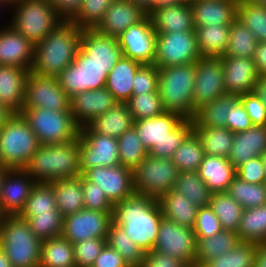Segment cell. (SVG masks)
<instances>
[{"instance_id": "6da1fadb", "label": "cell", "mask_w": 266, "mask_h": 267, "mask_svg": "<svg viewBox=\"0 0 266 267\" xmlns=\"http://www.w3.org/2000/svg\"><path fill=\"white\" fill-rule=\"evenodd\" d=\"M164 215L158 200L134 194L113 204L112 220L144 252L152 251Z\"/></svg>"}, {"instance_id": "7a4b0ae2", "label": "cell", "mask_w": 266, "mask_h": 267, "mask_svg": "<svg viewBox=\"0 0 266 267\" xmlns=\"http://www.w3.org/2000/svg\"><path fill=\"white\" fill-rule=\"evenodd\" d=\"M83 29L71 20H63L35 45L31 71L57 77L75 59Z\"/></svg>"}, {"instance_id": "3957f363", "label": "cell", "mask_w": 266, "mask_h": 267, "mask_svg": "<svg viewBox=\"0 0 266 267\" xmlns=\"http://www.w3.org/2000/svg\"><path fill=\"white\" fill-rule=\"evenodd\" d=\"M133 127L150 156L171 158L193 132V119H185L175 112L135 120Z\"/></svg>"}, {"instance_id": "277c9868", "label": "cell", "mask_w": 266, "mask_h": 267, "mask_svg": "<svg viewBox=\"0 0 266 267\" xmlns=\"http://www.w3.org/2000/svg\"><path fill=\"white\" fill-rule=\"evenodd\" d=\"M24 170L37 183L79 177V136L62 144H41Z\"/></svg>"}, {"instance_id": "5b68a950", "label": "cell", "mask_w": 266, "mask_h": 267, "mask_svg": "<svg viewBox=\"0 0 266 267\" xmlns=\"http://www.w3.org/2000/svg\"><path fill=\"white\" fill-rule=\"evenodd\" d=\"M42 240L30 229L26 220L18 215L1 216L0 248L12 267H38Z\"/></svg>"}, {"instance_id": "8992f818", "label": "cell", "mask_w": 266, "mask_h": 267, "mask_svg": "<svg viewBox=\"0 0 266 267\" xmlns=\"http://www.w3.org/2000/svg\"><path fill=\"white\" fill-rule=\"evenodd\" d=\"M195 62L159 68L158 91L165 111L194 119Z\"/></svg>"}, {"instance_id": "52a82bcc", "label": "cell", "mask_w": 266, "mask_h": 267, "mask_svg": "<svg viewBox=\"0 0 266 267\" xmlns=\"http://www.w3.org/2000/svg\"><path fill=\"white\" fill-rule=\"evenodd\" d=\"M40 145L21 113H15L0 128V160L8 169H24Z\"/></svg>"}, {"instance_id": "ba28073f", "label": "cell", "mask_w": 266, "mask_h": 267, "mask_svg": "<svg viewBox=\"0 0 266 267\" xmlns=\"http://www.w3.org/2000/svg\"><path fill=\"white\" fill-rule=\"evenodd\" d=\"M12 4L16 12L11 26L34 46L64 20L49 0H15Z\"/></svg>"}, {"instance_id": "9c48e42d", "label": "cell", "mask_w": 266, "mask_h": 267, "mask_svg": "<svg viewBox=\"0 0 266 267\" xmlns=\"http://www.w3.org/2000/svg\"><path fill=\"white\" fill-rule=\"evenodd\" d=\"M20 113L42 145L62 144L79 136L80 127L73 120L70 110L29 107L22 108Z\"/></svg>"}, {"instance_id": "30bf717a", "label": "cell", "mask_w": 266, "mask_h": 267, "mask_svg": "<svg viewBox=\"0 0 266 267\" xmlns=\"http://www.w3.org/2000/svg\"><path fill=\"white\" fill-rule=\"evenodd\" d=\"M179 172L170 158L148 154L133 169L135 194L159 200L165 193L174 189Z\"/></svg>"}, {"instance_id": "8fae6325", "label": "cell", "mask_w": 266, "mask_h": 267, "mask_svg": "<svg viewBox=\"0 0 266 267\" xmlns=\"http://www.w3.org/2000/svg\"><path fill=\"white\" fill-rule=\"evenodd\" d=\"M79 160L81 175L93 167L120 165L117 139L94 133L87 125L80 127Z\"/></svg>"}, {"instance_id": "7c38bea8", "label": "cell", "mask_w": 266, "mask_h": 267, "mask_svg": "<svg viewBox=\"0 0 266 267\" xmlns=\"http://www.w3.org/2000/svg\"><path fill=\"white\" fill-rule=\"evenodd\" d=\"M57 79L61 88L71 98L78 93L105 87L107 74L79 48L74 61Z\"/></svg>"}, {"instance_id": "4fadbf2b", "label": "cell", "mask_w": 266, "mask_h": 267, "mask_svg": "<svg viewBox=\"0 0 266 267\" xmlns=\"http://www.w3.org/2000/svg\"><path fill=\"white\" fill-rule=\"evenodd\" d=\"M201 57L195 31L157 33L154 64L158 68L194 63Z\"/></svg>"}, {"instance_id": "5bb4252c", "label": "cell", "mask_w": 266, "mask_h": 267, "mask_svg": "<svg viewBox=\"0 0 266 267\" xmlns=\"http://www.w3.org/2000/svg\"><path fill=\"white\" fill-rule=\"evenodd\" d=\"M153 250L176 257L188 267H194L197 238L192 228L163 217Z\"/></svg>"}, {"instance_id": "9a60e30c", "label": "cell", "mask_w": 266, "mask_h": 267, "mask_svg": "<svg viewBox=\"0 0 266 267\" xmlns=\"http://www.w3.org/2000/svg\"><path fill=\"white\" fill-rule=\"evenodd\" d=\"M224 94L222 57H201L195 62L194 117L200 108Z\"/></svg>"}, {"instance_id": "2e32d148", "label": "cell", "mask_w": 266, "mask_h": 267, "mask_svg": "<svg viewBox=\"0 0 266 267\" xmlns=\"http://www.w3.org/2000/svg\"><path fill=\"white\" fill-rule=\"evenodd\" d=\"M70 110V97L61 88L57 77L29 72L22 108Z\"/></svg>"}, {"instance_id": "e0dca14e", "label": "cell", "mask_w": 266, "mask_h": 267, "mask_svg": "<svg viewBox=\"0 0 266 267\" xmlns=\"http://www.w3.org/2000/svg\"><path fill=\"white\" fill-rule=\"evenodd\" d=\"M117 41L123 57L141 64H154L156 57L157 33L147 15L139 23L122 32Z\"/></svg>"}, {"instance_id": "ac0fdd59", "label": "cell", "mask_w": 266, "mask_h": 267, "mask_svg": "<svg viewBox=\"0 0 266 267\" xmlns=\"http://www.w3.org/2000/svg\"><path fill=\"white\" fill-rule=\"evenodd\" d=\"M112 212L81 209L64 218L62 236L72 244L93 238L106 239Z\"/></svg>"}, {"instance_id": "d6986e66", "label": "cell", "mask_w": 266, "mask_h": 267, "mask_svg": "<svg viewBox=\"0 0 266 267\" xmlns=\"http://www.w3.org/2000/svg\"><path fill=\"white\" fill-rule=\"evenodd\" d=\"M82 175L88 181L99 185L113 204L135 194L133 170L123 165L93 167Z\"/></svg>"}, {"instance_id": "ffe728a7", "label": "cell", "mask_w": 266, "mask_h": 267, "mask_svg": "<svg viewBox=\"0 0 266 267\" xmlns=\"http://www.w3.org/2000/svg\"><path fill=\"white\" fill-rule=\"evenodd\" d=\"M36 183L24 169H10L4 176L1 189L0 215H19Z\"/></svg>"}, {"instance_id": "44dd1931", "label": "cell", "mask_w": 266, "mask_h": 267, "mask_svg": "<svg viewBox=\"0 0 266 267\" xmlns=\"http://www.w3.org/2000/svg\"><path fill=\"white\" fill-rule=\"evenodd\" d=\"M118 102L106 88L88 90L70 98V111L79 127L88 125L93 119L106 113Z\"/></svg>"}, {"instance_id": "7402d4cb", "label": "cell", "mask_w": 266, "mask_h": 267, "mask_svg": "<svg viewBox=\"0 0 266 267\" xmlns=\"http://www.w3.org/2000/svg\"><path fill=\"white\" fill-rule=\"evenodd\" d=\"M80 49L107 75L123 56L117 38L100 34L95 29H83Z\"/></svg>"}, {"instance_id": "603a6c76", "label": "cell", "mask_w": 266, "mask_h": 267, "mask_svg": "<svg viewBox=\"0 0 266 267\" xmlns=\"http://www.w3.org/2000/svg\"><path fill=\"white\" fill-rule=\"evenodd\" d=\"M222 63L226 94L240 96L254 91L259 75L252 58L223 56Z\"/></svg>"}, {"instance_id": "cb8c5ba5", "label": "cell", "mask_w": 266, "mask_h": 267, "mask_svg": "<svg viewBox=\"0 0 266 267\" xmlns=\"http://www.w3.org/2000/svg\"><path fill=\"white\" fill-rule=\"evenodd\" d=\"M147 15V12L130 0H115L106 10L103 20L95 30L100 34L117 38Z\"/></svg>"}, {"instance_id": "d4e9b609", "label": "cell", "mask_w": 266, "mask_h": 267, "mask_svg": "<svg viewBox=\"0 0 266 267\" xmlns=\"http://www.w3.org/2000/svg\"><path fill=\"white\" fill-rule=\"evenodd\" d=\"M34 52V44L13 26L0 30V66H17L31 71Z\"/></svg>"}, {"instance_id": "484cf974", "label": "cell", "mask_w": 266, "mask_h": 267, "mask_svg": "<svg viewBox=\"0 0 266 267\" xmlns=\"http://www.w3.org/2000/svg\"><path fill=\"white\" fill-rule=\"evenodd\" d=\"M147 14L156 33L194 31L191 3L162 6Z\"/></svg>"}, {"instance_id": "4316f807", "label": "cell", "mask_w": 266, "mask_h": 267, "mask_svg": "<svg viewBox=\"0 0 266 267\" xmlns=\"http://www.w3.org/2000/svg\"><path fill=\"white\" fill-rule=\"evenodd\" d=\"M237 4L238 0L192 1L194 28L207 25H231L236 20Z\"/></svg>"}, {"instance_id": "83f0119b", "label": "cell", "mask_w": 266, "mask_h": 267, "mask_svg": "<svg viewBox=\"0 0 266 267\" xmlns=\"http://www.w3.org/2000/svg\"><path fill=\"white\" fill-rule=\"evenodd\" d=\"M266 152V126L252 125L243 132L234 133L232 150L228 157L235 169L248 160Z\"/></svg>"}, {"instance_id": "f1b7e54d", "label": "cell", "mask_w": 266, "mask_h": 267, "mask_svg": "<svg viewBox=\"0 0 266 267\" xmlns=\"http://www.w3.org/2000/svg\"><path fill=\"white\" fill-rule=\"evenodd\" d=\"M29 72L17 66H0V102L15 113L22 111Z\"/></svg>"}, {"instance_id": "f546056e", "label": "cell", "mask_w": 266, "mask_h": 267, "mask_svg": "<svg viewBox=\"0 0 266 267\" xmlns=\"http://www.w3.org/2000/svg\"><path fill=\"white\" fill-rule=\"evenodd\" d=\"M198 173L212 193H220L228 190L236 169L228 158L204 155Z\"/></svg>"}, {"instance_id": "4dcf8cb0", "label": "cell", "mask_w": 266, "mask_h": 267, "mask_svg": "<svg viewBox=\"0 0 266 267\" xmlns=\"http://www.w3.org/2000/svg\"><path fill=\"white\" fill-rule=\"evenodd\" d=\"M142 65L138 61L122 56L110 70L105 87L118 103H126L131 98L133 79Z\"/></svg>"}, {"instance_id": "1f68e13d", "label": "cell", "mask_w": 266, "mask_h": 267, "mask_svg": "<svg viewBox=\"0 0 266 267\" xmlns=\"http://www.w3.org/2000/svg\"><path fill=\"white\" fill-rule=\"evenodd\" d=\"M134 125L132 114L126 103H117L106 113L93 119L87 126L98 134L118 139Z\"/></svg>"}, {"instance_id": "d6a6232c", "label": "cell", "mask_w": 266, "mask_h": 267, "mask_svg": "<svg viewBox=\"0 0 266 267\" xmlns=\"http://www.w3.org/2000/svg\"><path fill=\"white\" fill-rule=\"evenodd\" d=\"M158 201L165 218L181 226L194 227L198 207L193 205L185 194L182 195L172 189Z\"/></svg>"}, {"instance_id": "836d02e7", "label": "cell", "mask_w": 266, "mask_h": 267, "mask_svg": "<svg viewBox=\"0 0 266 267\" xmlns=\"http://www.w3.org/2000/svg\"><path fill=\"white\" fill-rule=\"evenodd\" d=\"M56 206L65 218L84 209L82 175L73 179L54 180Z\"/></svg>"}, {"instance_id": "e575fe53", "label": "cell", "mask_w": 266, "mask_h": 267, "mask_svg": "<svg viewBox=\"0 0 266 267\" xmlns=\"http://www.w3.org/2000/svg\"><path fill=\"white\" fill-rule=\"evenodd\" d=\"M231 25L195 27L198 50L202 57H223L227 50Z\"/></svg>"}, {"instance_id": "d590c367", "label": "cell", "mask_w": 266, "mask_h": 267, "mask_svg": "<svg viewBox=\"0 0 266 267\" xmlns=\"http://www.w3.org/2000/svg\"><path fill=\"white\" fill-rule=\"evenodd\" d=\"M237 243H239L237 233L226 230L208 238H197L194 267H202L207 261L226 254Z\"/></svg>"}, {"instance_id": "8d00e7d4", "label": "cell", "mask_w": 266, "mask_h": 267, "mask_svg": "<svg viewBox=\"0 0 266 267\" xmlns=\"http://www.w3.org/2000/svg\"><path fill=\"white\" fill-rule=\"evenodd\" d=\"M193 131L201 140L205 155L229 157L234 133L227 127L202 128L193 120Z\"/></svg>"}, {"instance_id": "74e56055", "label": "cell", "mask_w": 266, "mask_h": 267, "mask_svg": "<svg viewBox=\"0 0 266 267\" xmlns=\"http://www.w3.org/2000/svg\"><path fill=\"white\" fill-rule=\"evenodd\" d=\"M38 267H76L73 244L62 235L43 240Z\"/></svg>"}, {"instance_id": "f35d334b", "label": "cell", "mask_w": 266, "mask_h": 267, "mask_svg": "<svg viewBox=\"0 0 266 267\" xmlns=\"http://www.w3.org/2000/svg\"><path fill=\"white\" fill-rule=\"evenodd\" d=\"M238 101V96L224 94L213 102L200 108L194 121L202 128L227 127L231 107Z\"/></svg>"}, {"instance_id": "ab89813d", "label": "cell", "mask_w": 266, "mask_h": 267, "mask_svg": "<svg viewBox=\"0 0 266 267\" xmlns=\"http://www.w3.org/2000/svg\"><path fill=\"white\" fill-rule=\"evenodd\" d=\"M236 233L241 242L266 243V204L244 209Z\"/></svg>"}, {"instance_id": "60d3db41", "label": "cell", "mask_w": 266, "mask_h": 267, "mask_svg": "<svg viewBox=\"0 0 266 267\" xmlns=\"http://www.w3.org/2000/svg\"><path fill=\"white\" fill-rule=\"evenodd\" d=\"M106 244L117 251L128 267H140L144 259L145 252L123 229L112 222L107 233Z\"/></svg>"}, {"instance_id": "b9f144b4", "label": "cell", "mask_w": 266, "mask_h": 267, "mask_svg": "<svg viewBox=\"0 0 266 267\" xmlns=\"http://www.w3.org/2000/svg\"><path fill=\"white\" fill-rule=\"evenodd\" d=\"M209 206L219 219L223 230H238L244 208L227 192L212 193Z\"/></svg>"}, {"instance_id": "7bdbcfd3", "label": "cell", "mask_w": 266, "mask_h": 267, "mask_svg": "<svg viewBox=\"0 0 266 267\" xmlns=\"http://www.w3.org/2000/svg\"><path fill=\"white\" fill-rule=\"evenodd\" d=\"M174 190L188 197L198 208L210 205L212 192L200 178L198 171L179 172Z\"/></svg>"}, {"instance_id": "ee69618b", "label": "cell", "mask_w": 266, "mask_h": 267, "mask_svg": "<svg viewBox=\"0 0 266 267\" xmlns=\"http://www.w3.org/2000/svg\"><path fill=\"white\" fill-rule=\"evenodd\" d=\"M204 155L201 140L193 131L170 159L180 172L198 171Z\"/></svg>"}, {"instance_id": "f6af8a7d", "label": "cell", "mask_w": 266, "mask_h": 267, "mask_svg": "<svg viewBox=\"0 0 266 267\" xmlns=\"http://www.w3.org/2000/svg\"><path fill=\"white\" fill-rule=\"evenodd\" d=\"M226 192L244 209L266 204V183H247L235 176Z\"/></svg>"}, {"instance_id": "bcb514c9", "label": "cell", "mask_w": 266, "mask_h": 267, "mask_svg": "<svg viewBox=\"0 0 266 267\" xmlns=\"http://www.w3.org/2000/svg\"><path fill=\"white\" fill-rule=\"evenodd\" d=\"M258 40L247 26L235 20L230 27V36L224 56L252 58Z\"/></svg>"}, {"instance_id": "7dc6e473", "label": "cell", "mask_w": 266, "mask_h": 267, "mask_svg": "<svg viewBox=\"0 0 266 267\" xmlns=\"http://www.w3.org/2000/svg\"><path fill=\"white\" fill-rule=\"evenodd\" d=\"M59 211L56 206L53 184L50 182L36 183L33 187L20 218H32L37 213Z\"/></svg>"}, {"instance_id": "c3c4849f", "label": "cell", "mask_w": 266, "mask_h": 267, "mask_svg": "<svg viewBox=\"0 0 266 267\" xmlns=\"http://www.w3.org/2000/svg\"><path fill=\"white\" fill-rule=\"evenodd\" d=\"M256 245L239 241L232 250L207 261L202 267H254Z\"/></svg>"}, {"instance_id": "681fc988", "label": "cell", "mask_w": 266, "mask_h": 267, "mask_svg": "<svg viewBox=\"0 0 266 267\" xmlns=\"http://www.w3.org/2000/svg\"><path fill=\"white\" fill-rule=\"evenodd\" d=\"M117 141L120 165L133 170L148 155L134 127L126 130Z\"/></svg>"}, {"instance_id": "f907efd6", "label": "cell", "mask_w": 266, "mask_h": 267, "mask_svg": "<svg viewBox=\"0 0 266 267\" xmlns=\"http://www.w3.org/2000/svg\"><path fill=\"white\" fill-rule=\"evenodd\" d=\"M22 219L28 222L31 231L42 241L62 235L64 217L59 211L37 213L32 218Z\"/></svg>"}, {"instance_id": "816d5d0a", "label": "cell", "mask_w": 266, "mask_h": 267, "mask_svg": "<svg viewBox=\"0 0 266 267\" xmlns=\"http://www.w3.org/2000/svg\"><path fill=\"white\" fill-rule=\"evenodd\" d=\"M236 19L249 28L258 42H266V6L238 3Z\"/></svg>"}, {"instance_id": "f5cc1de1", "label": "cell", "mask_w": 266, "mask_h": 267, "mask_svg": "<svg viewBox=\"0 0 266 267\" xmlns=\"http://www.w3.org/2000/svg\"><path fill=\"white\" fill-rule=\"evenodd\" d=\"M126 104L134 121L155 117L165 112L159 91L132 95Z\"/></svg>"}, {"instance_id": "db71d44e", "label": "cell", "mask_w": 266, "mask_h": 267, "mask_svg": "<svg viewBox=\"0 0 266 267\" xmlns=\"http://www.w3.org/2000/svg\"><path fill=\"white\" fill-rule=\"evenodd\" d=\"M115 0H83L79 11L70 19L81 29H95Z\"/></svg>"}, {"instance_id": "11a10c76", "label": "cell", "mask_w": 266, "mask_h": 267, "mask_svg": "<svg viewBox=\"0 0 266 267\" xmlns=\"http://www.w3.org/2000/svg\"><path fill=\"white\" fill-rule=\"evenodd\" d=\"M106 245V239L93 238L73 244L76 267H92Z\"/></svg>"}, {"instance_id": "9f6ffc18", "label": "cell", "mask_w": 266, "mask_h": 267, "mask_svg": "<svg viewBox=\"0 0 266 267\" xmlns=\"http://www.w3.org/2000/svg\"><path fill=\"white\" fill-rule=\"evenodd\" d=\"M84 208L101 212H113V203L103 190L82 175Z\"/></svg>"}, {"instance_id": "6f0895ef", "label": "cell", "mask_w": 266, "mask_h": 267, "mask_svg": "<svg viewBox=\"0 0 266 267\" xmlns=\"http://www.w3.org/2000/svg\"><path fill=\"white\" fill-rule=\"evenodd\" d=\"M132 95L158 92L159 68L155 64H143L133 79Z\"/></svg>"}, {"instance_id": "680465c9", "label": "cell", "mask_w": 266, "mask_h": 267, "mask_svg": "<svg viewBox=\"0 0 266 267\" xmlns=\"http://www.w3.org/2000/svg\"><path fill=\"white\" fill-rule=\"evenodd\" d=\"M192 229L196 238H208L223 230L210 206L198 208Z\"/></svg>"}, {"instance_id": "91938a15", "label": "cell", "mask_w": 266, "mask_h": 267, "mask_svg": "<svg viewBox=\"0 0 266 267\" xmlns=\"http://www.w3.org/2000/svg\"><path fill=\"white\" fill-rule=\"evenodd\" d=\"M238 100L246 110L252 125L266 126V107L254 91L238 96Z\"/></svg>"}, {"instance_id": "94428289", "label": "cell", "mask_w": 266, "mask_h": 267, "mask_svg": "<svg viewBox=\"0 0 266 267\" xmlns=\"http://www.w3.org/2000/svg\"><path fill=\"white\" fill-rule=\"evenodd\" d=\"M236 176L247 183L264 184L266 176L261 156L252 158L236 169Z\"/></svg>"}, {"instance_id": "6125c7cd", "label": "cell", "mask_w": 266, "mask_h": 267, "mask_svg": "<svg viewBox=\"0 0 266 267\" xmlns=\"http://www.w3.org/2000/svg\"><path fill=\"white\" fill-rule=\"evenodd\" d=\"M252 126L250 118L243 108L242 103L238 100L230 110L227 118V128L233 133L246 131Z\"/></svg>"}, {"instance_id": "be15d7a7", "label": "cell", "mask_w": 266, "mask_h": 267, "mask_svg": "<svg viewBox=\"0 0 266 267\" xmlns=\"http://www.w3.org/2000/svg\"><path fill=\"white\" fill-rule=\"evenodd\" d=\"M140 267H188L183 261L159 251L145 252Z\"/></svg>"}, {"instance_id": "e7e4bbea", "label": "cell", "mask_w": 266, "mask_h": 267, "mask_svg": "<svg viewBox=\"0 0 266 267\" xmlns=\"http://www.w3.org/2000/svg\"><path fill=\"white\" fill-rule=\"evenodd\" d=\"M92 267H128L121 255L107 244Z\"/></svg>"}, {"instance_id": "03108f58", "label": "cell", "mask_w": 266, "mask_h": 267, "mask_svg": "<svg viewBox=\"0 0 266 267\" xmlns=\"http://www.w3.org/2000/svg\"><path fill=\"white\" fill-rule=\"evenodd\" d=\"M64 20H70L81 8L83 0H49Z\"/></svg>"}, {"instance_id": "003e7915", "label": "cell", "mask_w": 266, "mask_h": 267, "mask_svg": "<svg viewBox=\"0 0 266 267\" xmlns=\"http://www.w3.org/2000/svg\"><path fill=\"white\" fill-rule=\"evenodd\" d=\"M258 71V75H266V42H258L252 57Z\"/></svg>"}, {"instance_id": "a7ac6f4b", "label": "cell", "mask_w": 266, "mask_h": 267, "mask_svg": "<svg viewBox=\"0 0 266 267\" xmlns=\"http://www.w3.org/2000/svg\"><path fill=\"white\" fill-rule=\"evenodd\" d=\"M254 92L266 107V75H261L258 77L254 87Z\"/></svg>"}, {"instance_id": "89a4df30", "label": "cell", "mask_w": 266, "mask_h": 267, "mask_svg": "<svg viewBox=\"0 0 266 267\" xmlns=\"http://www.w3.org/2000/svg\"><path fill=\"white\" fill-rule=\"evenodd\" d=\"M254 267H266V243L256 245Z\"/></svg>"}, {"instance_id": "2644e50d", "label": "cell", "mask_w": 266, "mask_h": 267, "mask_svg": "<svg viewBox=\"0 0 266 267\" xmlns=\"http://www.w3.org/2000/svg\"><path fill=\"white\" fill-rule=\"evenodd\" d=\"M15 114L8 106L0 102V128Z\"/></svg>"}, {"instance_id": "8c879c8a", "label": "cell", "mask_w": 266, "mask_h": 267, "mask_svg": "<svg viewBox=\"0 0 266 267\" xmlns=\"http://www.w3.org/2000/svg\"><path fill=\"white\" fill-rule=\"evenodd\" d=\"M130 1L140 6L147 13L153 8V0H130Z\"/></svg>"}, {"instance_id": "753ad0ef", "label": "cell", "mask_w": 266, "mask_h": 267, "mask_svg": "<svg viewBox=\"0 0 266 267\" xmlns=\"http://www.w3.org/2000/svg\"><path fill=\"white\" fill-rule=\"evenodd\" d=\"M180 3L178 0H153V8L158 9L162 6L175 5Z\"/></svg>"}, {"instance_id": "34e18365", "label": "cell", "mask_w": 266, "mask_h": 267, "mask_svg": "<svg viewBox=\"0 0 266 267\" xmlns=\"http://www.w3.org/2000/svg\"><path fill=\"white\" fill-rule=\"evenodd\" d=\"M0 267H12L5 252L0 248Z\"/></svg>"}, {"instance_id": "11e5206c", "label": "cell", "mask_w": 266, "mask_h": 267, "mask_svg": "<svg viewBox=\"0 0 266 267\" xmlns=\"http://www.w3.org/2000/svg\"><path fill=\"white\" fill-rule=\"evenodd\" d=\"M238 3H250V4L266 6V0H238Z\"/></svg>"}, {"instance_id": "2a66077c", "label": "cell", "mask_w": 266, "mask_h": 267, "mask_svg": "<svg viewBox=\"0 0 266 267\" xmlns=\"http://www.w3.org/2000/svg\"><path fill=\"white\" fill-rule=\"evenodd\" d=\"M9 170L10 169H8L6 167H2L0 169V197H1V189H2V185H3V181H4V176Z\"/></svg>"}, {"instance_id": "b9fcfbb0", "label": "cell", "mask_w": 266, "mask_h": 267, "mask_svg": "<svg viewBox=\"0 0 266 267\" xmlns=\"http://www.w3.org/2000/svg\"><path fill=\"white\" fill-rule=\"evenodd\" d=\"M261 160H262V164H263V168H264V172L266 176V152L261 155Z\"/></svg>"}, {"instance_id": "09005b40", "label": "cell", "mask_w": 266, "mask_h": 267, "mask_svg": "<svg viewBox=\"0 0 266 267\" xmlns=\"http://www.w3.org/2000/svg\"><path fill=\"white\" fill-rule=\"evenodd\" d=\"M180 3H192V0H178Z\"/></svg>"}, {"instance_id": "979ff035", "label": "cell", "mask_w": 266, "mask_h": 267, "mask_svg": "<svg viewBox=\"0 0 266 267\" xmlns=\"http://www.w3.org/2000/svg\"><path fill=\"white\" fill-rule=\"evenodd\" d=\"M3 1H5L7 4L12 5V2L15 1V0H3Z\"/></svg>"}, {"instance_id": "deb4b68c", "label": "cell", "mask_w": 266, "mask_h": 267, "mask_svg": "<svg viewBox=\"0 0 266 267\" xmlns=\"http://www.w3.org/2000/svg\"><path fill=\"white\" fill-rule=\"evenodd\" d=\"M0 4H7L5 1H3V0H0Z\"/></svg>"}, {"instance_id": "67dfc351", "label": "cell", "mask_w": 266, "mask_h": 267, "mask_svg": "<svg viewBox=\"0 0 266 267\" xmlns=\"http://www.w3.org/2000/svg\"><path fill=\"white\" fill-rule=\"evenodd\" d=\"M2 167H4V166H3V164H2V162H1V160H0V169H1Z\"/></svg>"}]
</instances>
